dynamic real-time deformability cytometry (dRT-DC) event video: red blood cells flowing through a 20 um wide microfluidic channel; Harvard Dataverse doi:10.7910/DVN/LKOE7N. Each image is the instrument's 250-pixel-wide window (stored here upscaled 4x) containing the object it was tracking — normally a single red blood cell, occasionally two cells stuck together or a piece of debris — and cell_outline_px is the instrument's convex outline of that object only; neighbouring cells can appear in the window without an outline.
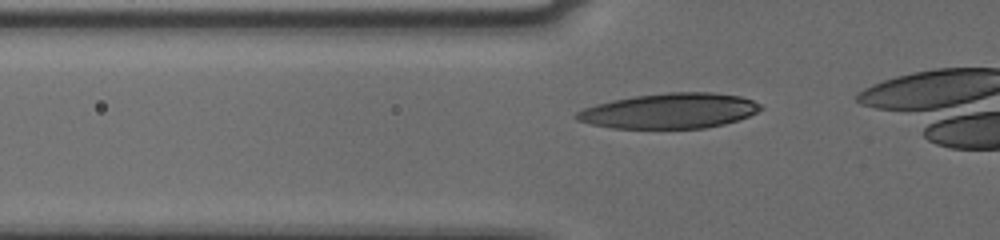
{"species": "human", "species_latin": "Homo sapiens", "temperature_condition": "cold", "stored_images_in_passage": 22, "camera_frame_rate_fps": 3000, "um_per_image_px": 0.085, "donor": {"sex": "male"}, "frame": {"image": 1, "passage_image": 12, "time_ms": 3.667, "image_size_px": [1000, 240], "cell_outline_px": [[764, 108], [748, 116], [724, 124], [704, 128], [612, 128], [592, 124], [576, 120], [572, 116], [576, 112], [584, 108], [596, 104], [612, 100], [636, 96], [668, 92], [712, 92], [740, 96], [752, 100], [760, 104]], "centroid_in_image_um": [56.9, 9.42], "position_along_channel_um": 68.9, "area_um2": 37.69}}
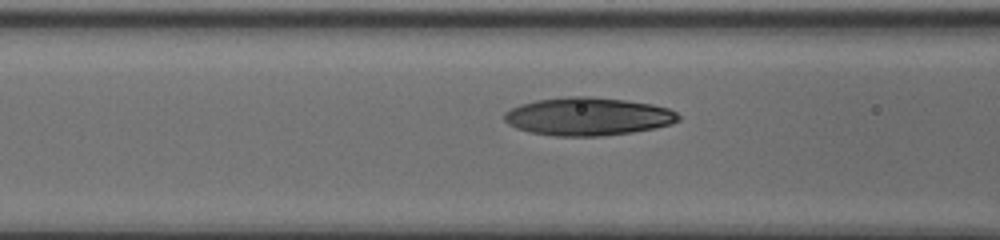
{"frame": {"image": 2, "passage_image": 16, "time_ms": 5.0, "image_size_px": [1000, 240], "cell_outline_px": [[680, 120], [672, 124], [656, 128], [632, 132], [600, 136], [556, 136], [528, 132], [516, 128], [508, 124], [504, 120], [504, 112], [520, 104], [536, 100], [568, 96], [588, 96], [624, 100], [652, 104], [668, 108], [676, 112], [680, 116]], "centroid_in_image_um": [49.97, 9.9], "position_along_channel_um": 116.6, "area_um2": 38.73}}
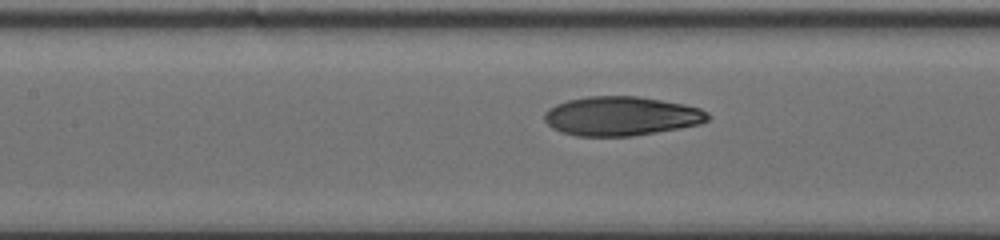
{"frame": {"image": 3, "passage_image": 19, "time_ms": 6.0, "image_size_px": [1000, 240], "cell_outline_px": [[712, 116], [708, 120], [700, 124], [680, 128], [632, 136], [576, 136], [560, 132], [552, 128], [544, 120], [544, 112], [548, 108], [556, 104], [568, 100], [588, 96], [636, 96], [684, 104], [700, 108], [708, 112]], "centroid_in_image_um": [52.8, 9.87], "position_along_channel_um": 154.6, "area_um2": 37.45}}